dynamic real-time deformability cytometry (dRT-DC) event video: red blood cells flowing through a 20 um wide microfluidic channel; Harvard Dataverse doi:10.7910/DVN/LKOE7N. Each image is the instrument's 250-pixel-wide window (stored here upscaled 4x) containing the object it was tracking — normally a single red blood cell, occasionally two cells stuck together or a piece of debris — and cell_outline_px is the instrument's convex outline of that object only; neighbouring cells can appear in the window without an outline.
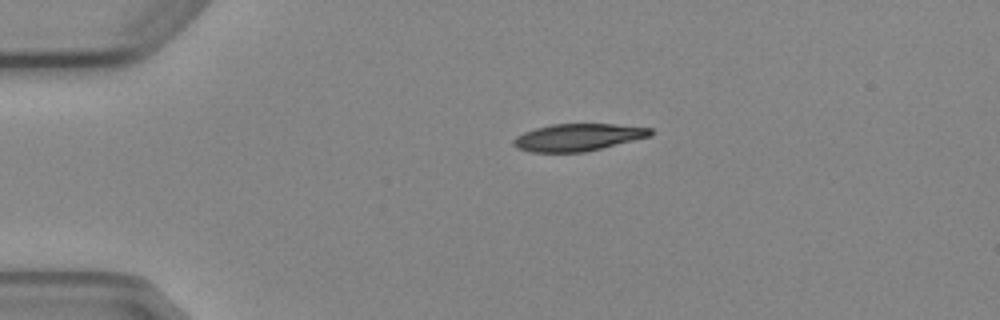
{"species": "Egyptian fruit bat (a non-hibernating species)", "species_latin": "Rousettus aegyptiacus", "temperature_condition": "cold", "stored_images_in_passage": 2, "camera_frame_rate_fps": 3000, "um_per_image_px": 0.085, "animal": {"sex": "female"}, "frame": {"image": 1, "passage_image": 1, "time_ms": 0.0, "image_size_px": [1000, 320], "cell_outline_px": [[652, 136], [584, 152], [528, 152], [516, 148], [512, 144], [512, 140], [516, 136], [524, 132], [536, 128], [552, 124], [616, 124], [652, 128]], "centroid_in_image_um": [49.11, 11.67], "position_along_channel_um": 35.9, "area_um2": 21.79}}